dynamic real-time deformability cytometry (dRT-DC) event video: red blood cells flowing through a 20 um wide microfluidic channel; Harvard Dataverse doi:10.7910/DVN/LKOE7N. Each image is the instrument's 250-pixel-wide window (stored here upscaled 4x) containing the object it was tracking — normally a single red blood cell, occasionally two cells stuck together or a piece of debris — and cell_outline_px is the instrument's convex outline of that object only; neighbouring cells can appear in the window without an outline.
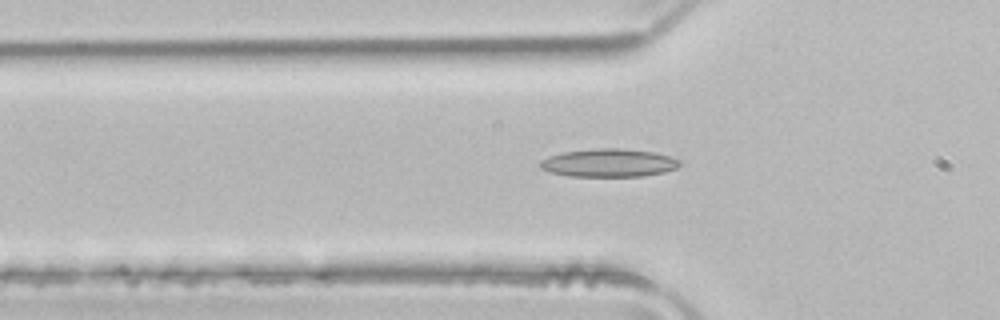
{"species": "common noctule bat (a hibernating species)", "species_latin": "Nyctalus noctula", "temperature_condition": "room temperature", "stored_images_in_passage": 45, "camera_frame_rate_fps": 3000, "um_per_image_px": 0.085, "animal": {"sex": "male", "body_mass_g": 21.5, "forearm_length_mm": 52.0}, "frame": {"image": 1, "passage_image": 14, "time_ms": 4.333, "image_size_px": [1000, 320], "cell_outline_px": [[680, 164], [676, 168], [664, 172], [644, 176], [568, 176], [552, 172], [540, 168], [540, 160], [548, 156], [564, 152], [596, 148], [620, 148], [652, 152], [672, 156], [680, 160]], "centroid_in_image_um": [51.76, 13.84], "position_along_channel_um": 74.0, "area_um2": 22.83}}
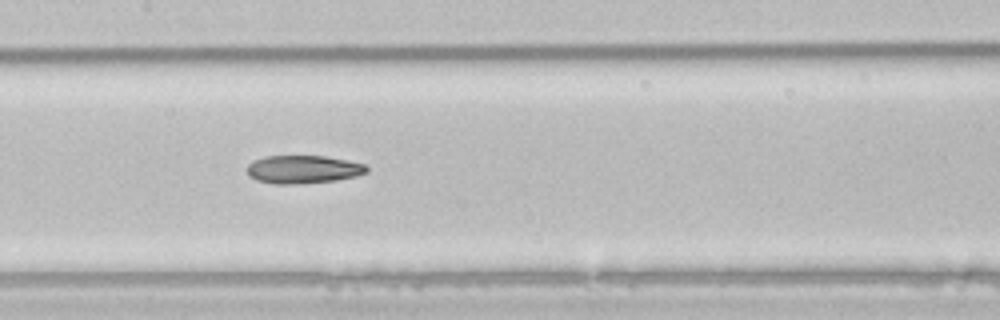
{"frame": {"image": 2, "passage_image": 22, "time_ms": 7.0, "image_size_px": [1000, 320], "cell_outline_px": [[368, 172], [356, 176], [336, 180], [300, 184], [272, 184], [256, 180], [248, 176], [248, 164], [252, 160], [264, 156], [324, 156], [348, 160], [364, 164], [368, 168]], "centroid_in_image_um": [25.74, 14.4], "position_along_channel_um": 181.7, "area_um2": 19.77}}
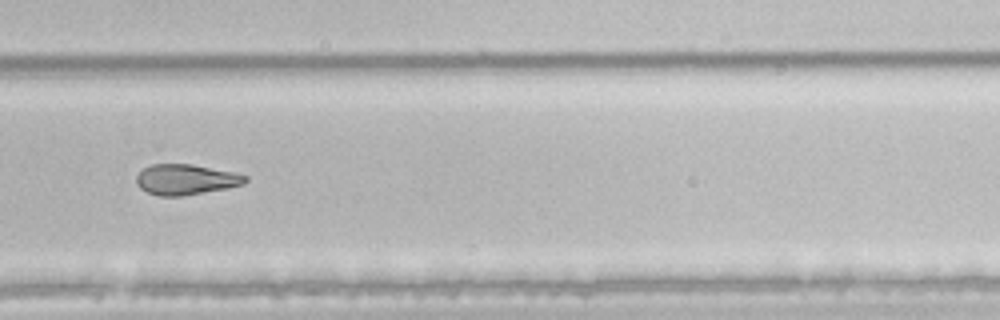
{"frame": {"image": 3, "passage_image": 32, "time_ms": 10.333, "image_size_px": [1000, 320], "cell_outline_px": [[248, 180], [244, 184], [228, 188], [184, 196], [160, 196], [148, 192], [140, 188], [136, 184], [136, 176], [144, 168], [152, 164], [192, 164], [232, 172], [248, 176]], "centroid_in_image_um": [15.8, 15.26], "position_along_channel_um": 314.0, "area_um2": 19.36}}